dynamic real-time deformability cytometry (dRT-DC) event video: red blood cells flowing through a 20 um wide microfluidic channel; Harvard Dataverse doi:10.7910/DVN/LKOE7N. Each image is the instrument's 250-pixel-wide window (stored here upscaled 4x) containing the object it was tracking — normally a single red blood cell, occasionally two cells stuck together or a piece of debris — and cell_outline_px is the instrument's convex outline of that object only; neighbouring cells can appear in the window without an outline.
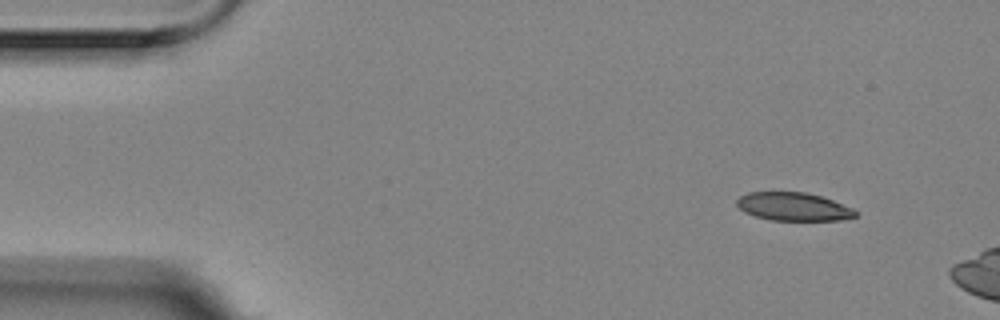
{"species": "Egyptian fruit bat (a non-hibernating species)", "species_latin": "Rousettus aegyptiacus", "temperature_condition": "room temperature", "stored_images_in_passage": 3, "camera_frame_rate_fps": 3000, "um_per_image_px": 0.085, "animal": {"sex": "female"}, "frame": {"image": 1, "passage_image": 1, "time_ms": 0.0, "image_size_px": [1000, 320], "cell_outline_px": [[856, 216], [840, 220], [772, 220], [756, 216], [744, 212], [736, 204], [736, 200], [740, 196], [748, 192], [804, 192], [820, 196], [832, 200], [852, 208], [856, 212]], "centroid_in_image_um": [67.41, 17.56], "position_along_channel_um": 17.6, "area_um2": 19.31}}